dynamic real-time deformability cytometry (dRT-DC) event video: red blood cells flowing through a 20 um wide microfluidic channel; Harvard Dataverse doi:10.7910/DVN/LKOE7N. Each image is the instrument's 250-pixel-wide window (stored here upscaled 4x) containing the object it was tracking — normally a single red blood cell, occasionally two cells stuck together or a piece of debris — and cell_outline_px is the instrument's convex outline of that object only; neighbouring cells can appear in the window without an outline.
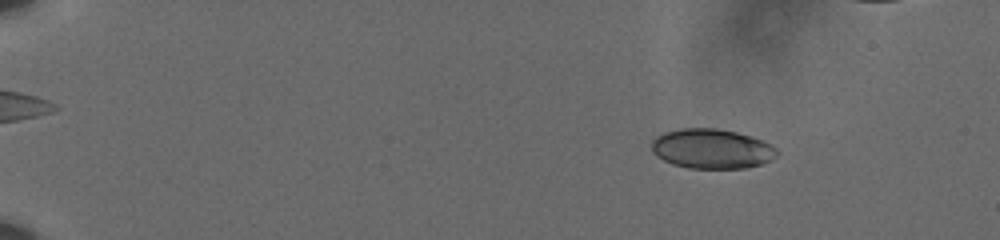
{"species": "human", "species_latin": "Homo sapiens", "temperature_condition": "cold", "stored_images_in_passage": 59, "camera_frame_rate_fps": 3000, "um_per_image_px": 0.085, "donor": {"sex": "male"}, "frame": {"image": 1, "passage_image": 10, "time_ms": 3.0, "image_size_px": [1000, 240], "cell_outline_px": [[780, 152], [776, 156], [760, 164], [744, 168], [688, 168], [672, 164], [656, 156], [652, 152], [652, 140], [656, 136], [664, 132], [680, 128], [716, 128], [736, 132], [752, 136], [776, 148]], "centroid_in_image_um": [60.46, 12.64], "position_along_channel_um": 24.5, "area_um2": 28.96}}
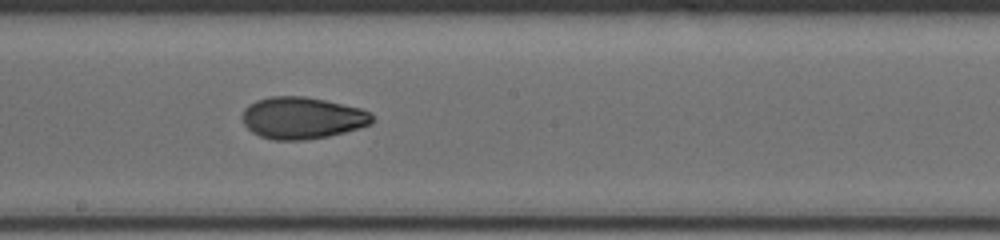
{"frame": {"image": 2, "passage_image": 37, "time_ms": 12.0, "image_size_px": [1000, 240], "cell_outline_px": [[376, 120], [372, 124], [344, 132], [328, 136], [304, 140], [272, 140], [260, 136], [252, 132], [244, 124], [240, 116], [244, 108], [248, 104], [256, 100], [272, 96], [304, 96], [324, 100], [360, 108], [368, 112]], "centroid_in_image_um": [25.65, 10.02], "position_along_channel_um": 222.6, "area_um2": 31.79}}
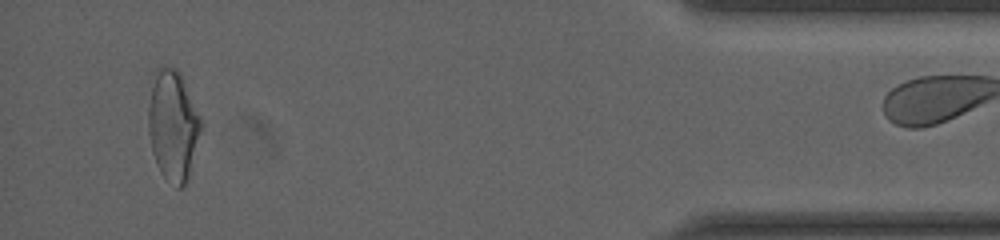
{"frame": {"image": 3, "passage_image": 58, "time_ms": 19.0, "image_size_px": [1000, 240], "cell_outline_px": [[200, 128], [188, 180], [180, 188], [176, 188], [160, 172], [156, 164], [152, 152], [148, 132], [148, 104], [156, 68], [160, 64], [176, 68], [180, 72], [200, 120]], "centroid_in_image_um": [14.65, 10.65], "position_along_channel_um": 420.5, "area_um2": 33.35}}